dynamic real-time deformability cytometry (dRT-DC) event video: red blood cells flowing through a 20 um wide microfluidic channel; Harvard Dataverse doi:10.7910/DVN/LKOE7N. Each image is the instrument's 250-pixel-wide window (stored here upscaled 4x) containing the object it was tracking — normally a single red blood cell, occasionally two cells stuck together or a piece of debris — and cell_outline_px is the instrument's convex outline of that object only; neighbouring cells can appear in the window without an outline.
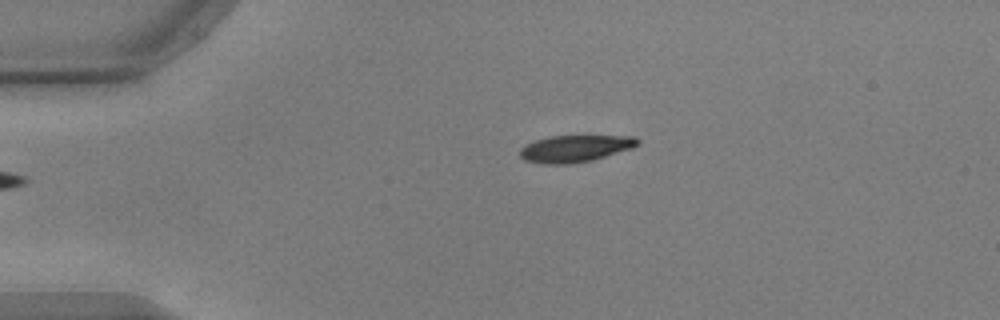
{"species": "common noctule bat (a hibernating species)", "species_latin": "Nyctalus noctula", "temperature_condition": "warm", "stored_images_in_passage": 37, "camera_frame_rate_fps": 3000, "um_per_image_px": 0.085, "animal": {"sex": "male", "body_mass_g": 17.9, "forearm_length_mm": 54.2}, "frame": {"image": 1, "passage_image": 1, "time_ms": 0.0, "image_size_px": [1000, 320], "cell_outline_px": [[640, 144], [632, 148], [592, 160], [572, 164], [544, 164], [524, 160], [520, 156], [520, 148], [536, 140], [552, 136], [636, 136], [640, 140]], "centroid_in_image_um": [48.91, 12.63], "position_along_channel_um": 36.1, "area_um2": 18.38}}
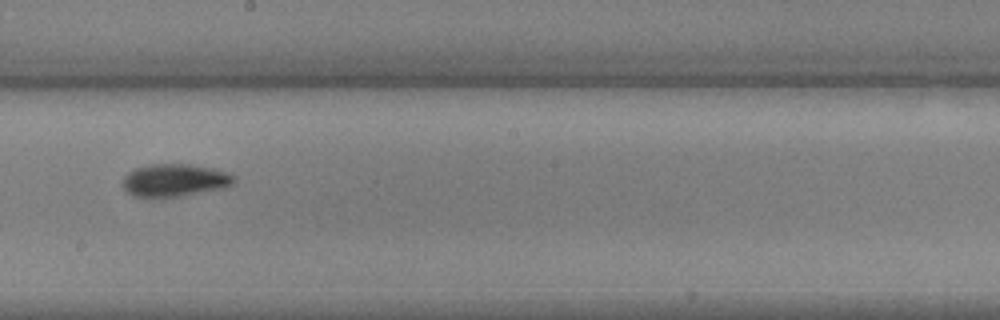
{"frame": {"image": 2, "passage_image": 20, "time_ms": 6.333, "image_size_px": [1000, 320], "cell_outline_px": [[236, 180], [232, 184], [224, 188], [180, 196], [132, 196], [120, 184], [124, 176], [128, 172], [136, 168], [148, 164], [188, 164], [212, 168], [236, 176]], "centroid_in_image_um": [14.83, 15.31], "position_along_channel_um": 233.4, "area_um2": 21.04}}
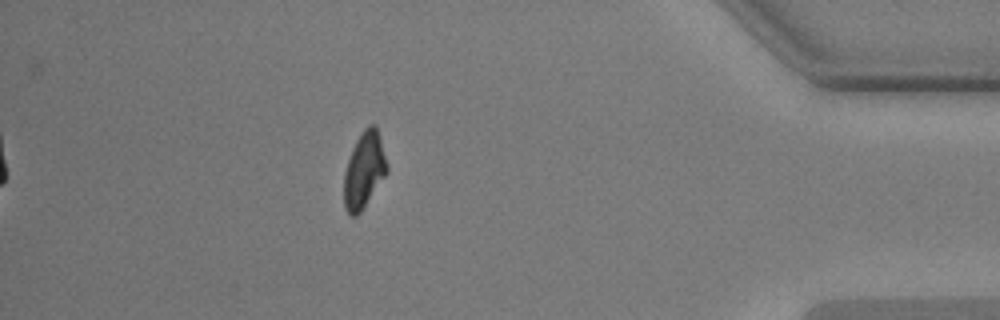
{"frame": {"image": 3, "passage_image": 37, "time_ms": 12.0, "image_size_px": [1000, 320], "cell_outline_px": [[388, 172], [360, 212], [356, 216], [352, 216], [344, 208], [344, 172], [352, 148], [356, 140], [364, 128], [368, 124], [376, 124], [388, 164]], "centroid_in_image_um": [30.96, 14.43], "position_along_channel_um": 404.2, "area_um2": 19.07}, "authors_computed_cell_mechanics": {"area_um2": 20.1722, "velocity_mm_per_s": 3.7459, "shape_relaxation_time_tau1_ms": 3.0181, "shape_relaxation_time_tau2_ms": 2.3143, "deformation_change_tau1": 0.1323, "deformation_change_tau2": 0.0685}}